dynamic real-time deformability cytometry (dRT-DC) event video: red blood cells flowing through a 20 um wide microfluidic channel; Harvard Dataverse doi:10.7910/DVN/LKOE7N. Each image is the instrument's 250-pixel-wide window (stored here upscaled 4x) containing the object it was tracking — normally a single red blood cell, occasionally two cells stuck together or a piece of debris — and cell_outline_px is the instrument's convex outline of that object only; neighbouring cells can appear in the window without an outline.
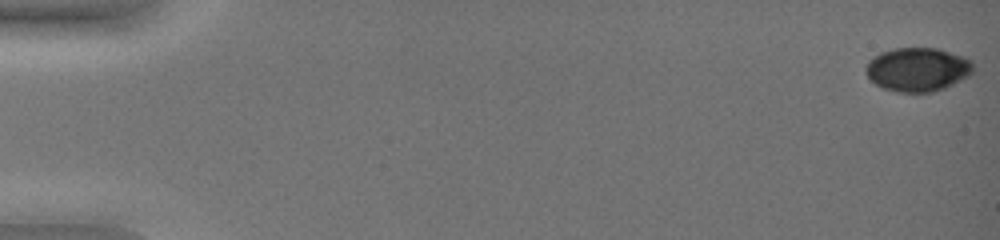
{"species": "common noctule bat (a hibernating species)", "species_latin": "Nyctalus noctula", "temperature_condition": "warm", "stored_images_in_passage": 52, "camera_frame_rate_fps": 3000, "um_per_image_px": 0.085, "animal": {"sex": "female", "body_mass_g": 19.0, "forearm_length_mm": 51.5}, "frame": {"image": 1, "passage_image": 1, "time_ms": 0.0, "image_size_px": [1000, 240], "cell_outline_px": [[972, 72], [968, 76], [944, 88], [932, 92], [896, 92], [884, 88], [876, 84], [864, 72], [864, 68], [868, 60], [880, 52], [892, 48], [936, 48], [964, 56], [972, 60]], "centroid_in_image_um": [77.97, 5.89], "position_along_channel_um": 7.0, "area_um2": 27.46}}
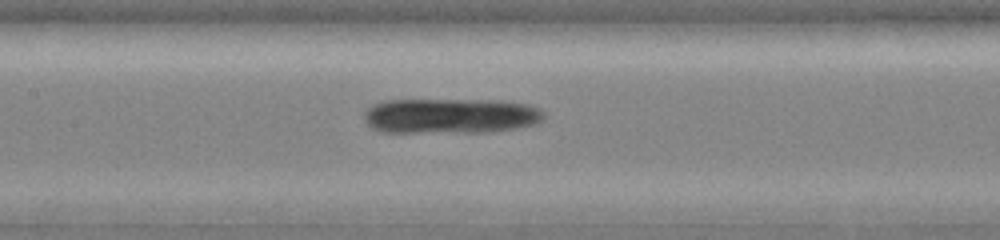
{"frame": {"image": 2, "passage_image": 28, "time_ms": 9.0, "image_size_px": [1000, 240], "cell_outline_px": [[544, 120], [540, 124], [492, 132], [380, 132], [372, 128], [364, 120], [364, 112], [372, 104], [384, 100], [504, 100], [528, 104], [540, 108], [544, 112]], "centroid_in_image_um": [38.34, 9.85], "position_along_channel_um": 169.1, "area_um2": 37.57}}
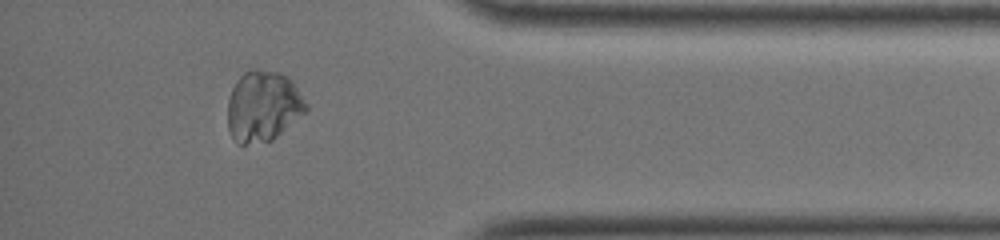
{"frame": {"image": 3, "passage_image": 48, "time_ms": 15.667, "image_size_px": [1000, 240], "cell_outline_px": [[308, 108], [304, 112], [272, 140], [244, 144], [240, 144], [232, 136], [228, 128], [228, 100], [232, 88], [236, 80], [244, 72], [252, 68], [256, 68], [280, 72], [288, 76], [292, 80], [308, 104]], "centroid_in_image_um": [22.36, 8.98], "position_along_channel_um": 412.8, "area_um2": 32.25}}